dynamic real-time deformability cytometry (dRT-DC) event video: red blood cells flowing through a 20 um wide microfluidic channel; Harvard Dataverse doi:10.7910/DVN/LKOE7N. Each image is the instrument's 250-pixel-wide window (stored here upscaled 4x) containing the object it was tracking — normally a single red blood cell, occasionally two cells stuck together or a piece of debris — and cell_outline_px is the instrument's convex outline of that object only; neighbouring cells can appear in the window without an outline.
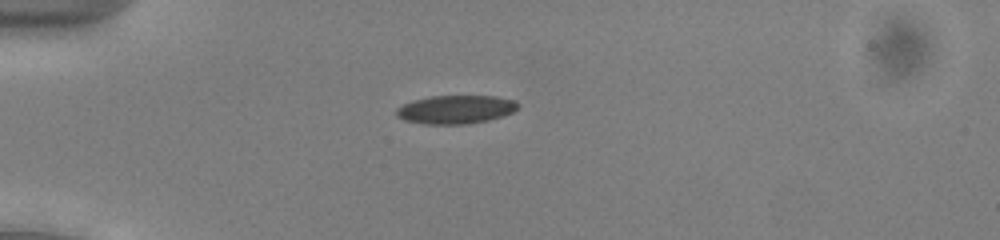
{"species": "common noctule bat (a hibernating species)", "species_latin": "Nyctalus noctula", "temperature_condition": "cold", "stored_images_in_passage": 39, "camera_frame_rate_fps": 3000, "um_per_image_px": 0.085, "animal": {"sex": "male", "body_mass_g": 13.0, "forearm_length_mm": 53.1}, "frame": {"image": 1, "passage_image": 1, "time_ms": 0.0, "image_size_px": [1000, 240], "cell_outline_px": [[520, 108], [504, 116], [488, 120], [468, 124], [424, 124], [404, 120], [396, 116], [396, 108], [412, 100], [432, 96], [496, 96], [512, 100], [520, 104]], "centroid_in_image_um": [38.74, 9.31], "position_along_channel_um": 46.3, "area_um2": 20.29}}
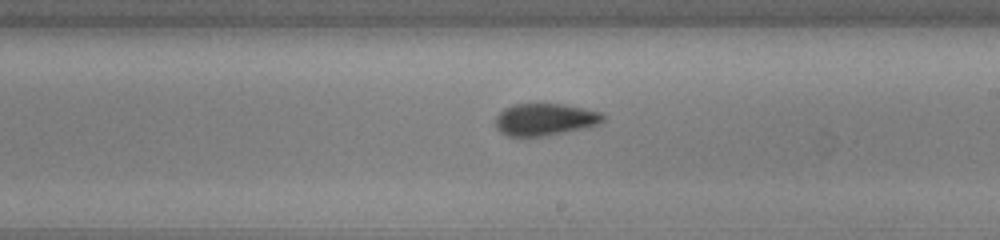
{"frame": {"image": 2, "passage_image": 18, "time_ms": 5.667, "image_size_px": [1000, 240], "cell_outline_px": [[604, 120], [600, 124], [588, 128], [544, 136], [508, 136], [500, 132], [496, 128], [496, 116], [504, 108], [512, 104], [564, 104], [584, 108], [600, 112], [604, 116]], "centroid_in_image_um": [46.34, 10.16], "position_along_channel_um": 242.7, "area_um2": 20.29}}
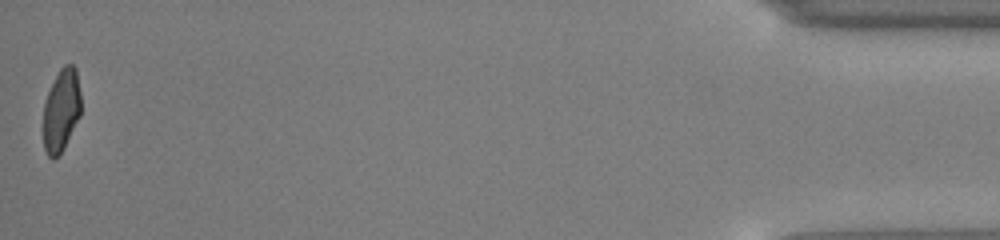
{"frame": {"image": 3, "passage_image": 39, "time_ms": 12.667, "image_size_px": [1000, 240], "cell_outline_px": [[80, 116], [60, 156], [52, 160], [48, 156], [44, 148], [44, 104], [48, 92], [60, 68], [64, 64], [72, 64], [76, 68], [80, 92]], "centroid_in_image_um": [5.22, 9.4], "position_along_channel_um": 430.0, "area_um2": 18.15}, "authors_computed_cell_mechanics": {"area_um2": 19.941, "velocity_mm_per_s": 3.9427, "shape_relaxation_time_tau1_ms": 4.9633, "shape_relaxation_time_tau2_ms": 2.0415, "deformation_change_tau1": 0.129, "deformation_change_tau2": 0.0572}}